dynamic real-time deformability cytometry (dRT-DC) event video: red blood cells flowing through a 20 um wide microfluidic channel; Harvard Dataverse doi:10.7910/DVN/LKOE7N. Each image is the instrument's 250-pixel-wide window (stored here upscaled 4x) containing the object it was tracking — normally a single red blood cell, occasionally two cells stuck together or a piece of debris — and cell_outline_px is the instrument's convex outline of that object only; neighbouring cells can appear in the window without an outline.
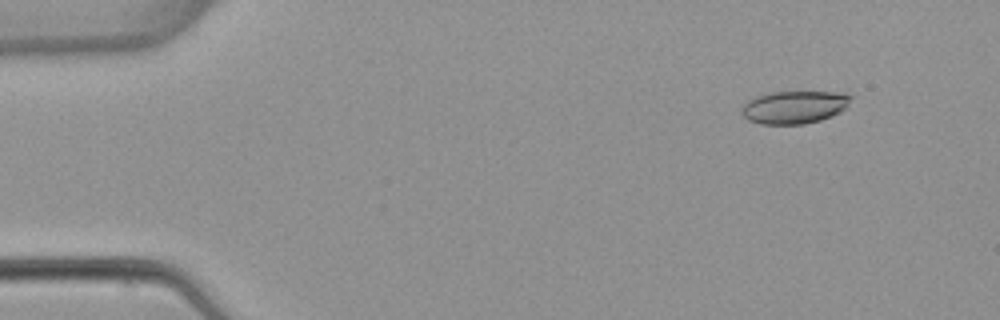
{"species": "common noctule bat (a hibernating species)", "species_latin": "Nyctalus noctula", "temperature_condition": "warm", "stored_images_in_passage": 4, "camera_frame_rate_fps": 3000, "um_per_image_px": 0.085, "animal": {"sex": "female", "body_mass_g": 22.7, "forearm_length_mm": 54.2}, "frame": {"image": 1, "passage_image": 2, "time_ms": 1.333, "image_size_px": [1000, 320], "cell_outline_px": [[856, 96], [840, 112], [832, 116], [820, 120], [804, 124], [760, 124], [748, 120], [740, 112], [740, 108], [748, 100], [756, 96], [772, 92], [848, 92]], "centroid_in_image_um": [67.55, 9.1], "position_along_channel_um": 17.5, "area_um2": 21.15}}
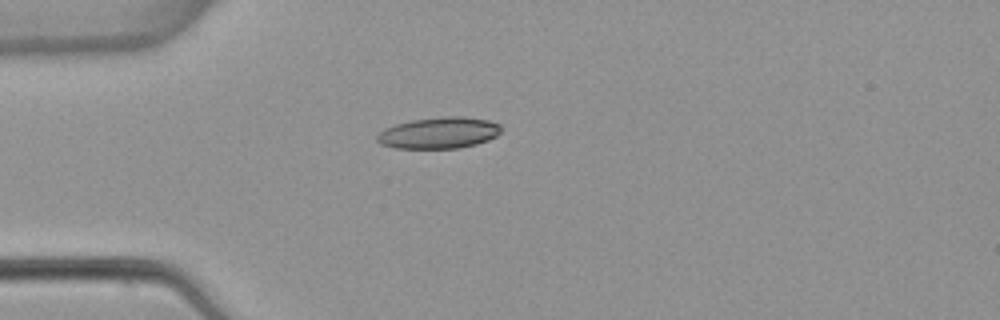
{"frame": {"image": 2, "passage_image": 4, "time_ms": 4.333, "image_size_px": [1000, 320], "cell_outline_px": [[500, 132], [496, 136], [488, 140], [476, 144], [460, 148], [396, 148], [380, 144], [376, 140], [376, 136], [384, 128], [396, 124], [412, 120], [448, 116], [464, 116], [488, 120], [500, 124]], "centroid_in_image_um": [37.3, 11.29], "position_along_channel_um": 47.7, "area_um2": 22.66}}